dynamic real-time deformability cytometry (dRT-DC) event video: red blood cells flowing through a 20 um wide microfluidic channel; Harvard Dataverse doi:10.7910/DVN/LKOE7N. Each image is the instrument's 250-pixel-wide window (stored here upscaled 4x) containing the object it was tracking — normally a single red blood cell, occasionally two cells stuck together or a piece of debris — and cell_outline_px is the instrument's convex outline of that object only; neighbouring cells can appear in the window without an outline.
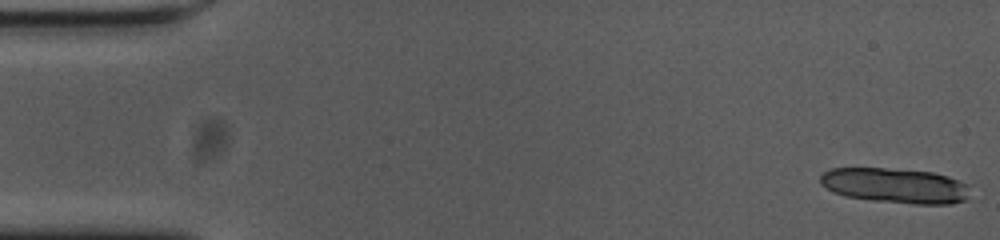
{"species": "common noctule bat (a hibernating species)", "species_latin": "Nyctalus noctula", "temperature_condition": "cold", "stored_images_in_passage": 12, "camera_frame_rate_fps": 3000, "um_per_image_px": 0.085, "animal": {"sex": "female", "body_mass_g": 23.0, "forearm_length_mm": 53.4}, "frame": {"image": 1, "passage_image": 1, "time_ms": 0.0, "image_size_px": [1000, 240], "cell_outline_px": [[968, 184], [964, 200], [952, 204], [912, 204], [872, 200], [844, 196], [832, 192], [820, 184], [820, 176], [824, 172], [832, 168], [884, 168], [932, 172], [948, 176]], "centroid_in_image_um": [76.04, 15.78], "position_along_channel_um": 9.0, "area_um2": 30.52}}